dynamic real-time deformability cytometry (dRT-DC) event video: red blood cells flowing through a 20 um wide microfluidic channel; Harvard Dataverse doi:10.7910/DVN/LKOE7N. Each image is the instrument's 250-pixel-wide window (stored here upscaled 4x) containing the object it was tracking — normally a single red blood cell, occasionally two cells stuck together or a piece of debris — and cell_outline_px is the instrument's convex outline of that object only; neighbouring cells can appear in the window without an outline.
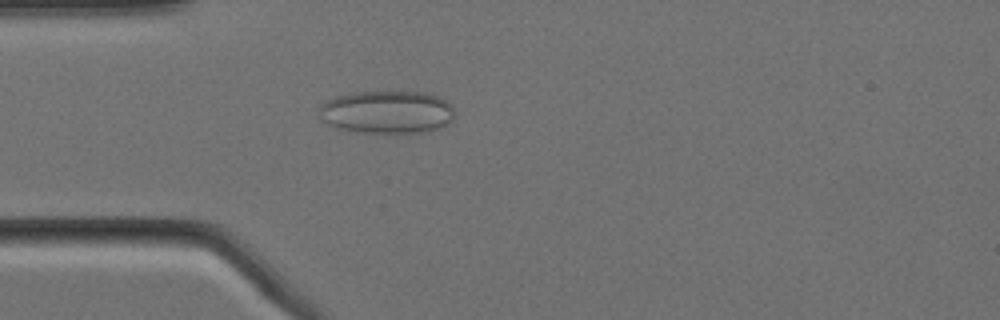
{"species": "Egyptian fruit bat (a non-hibernating species)", "species_latin": "Rousettus aegyptiacus", "temperature_condition": "cold", "stored_images_in_passage": 57, "camera_frame_rate_fps": 3000, "um_per_image_px": 0.085, "animal": {"sex": "female"}, "frame": {"image": 1, "passage_image": 15, "time_ms": 4.667, "image_size_px": [1000, 320], "cell_outline_px": [[452, 120], [448, 124], [440, 128], [428, 132], [356, 132], [336, 128], [320, 120], [320, 108], [328, 100], [336, 96], [356, 92], [428, 92], [452, 104]], "centroid_in_image_um": [32.9, 9.53], "position_along_channel_um": 52.1, "area_um2": 33.76}}
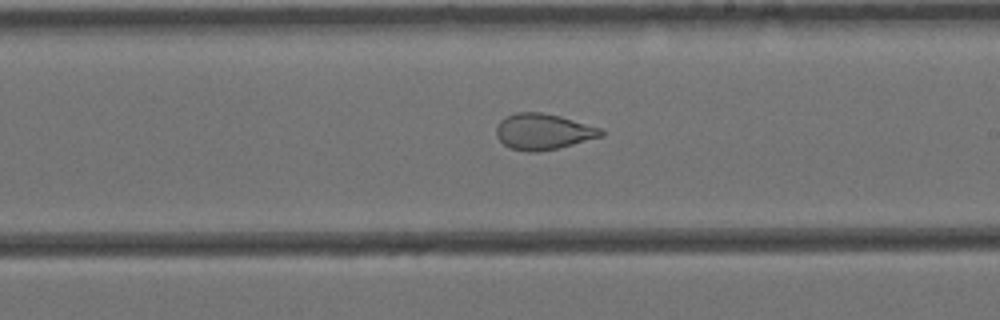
{"frame": {"image": 2, "passage_image": 32, "time_ms": 10.333, "image_size_px": [1000, 320], "cell_outline_px": [[604, 136], [556, 148], [536, 152], [528, 152], [512, 148], [504, 144], [496, 136], [496, 128], [500, 120], [516, 112], [540, 112], [560, 116], [600, 128], [604, 132]], "centroid_in_image_um": [46.16, 11.18], "position_along_channel_um": 242.8, "area_um2": 21.68}}
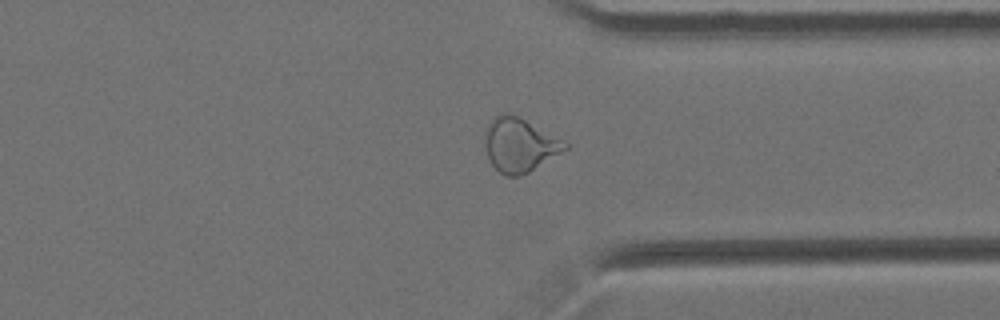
{"frame": {"image": 3, "passage_image": 43, "time_ms": 14.0, "image_size_px": [1000, 320], "cell_outline_px": [[572, 144], [568, 148], [528, 172], [520, 176], [508, 176], [500, 172], [492, 164], [488, 156], [484, 144], [484, 132], [488, 124], [500, 112], [508, 112], [520, 116]], "centroid_in_image_um": [44.17, 12.27], "position_along_channel_um": 367.2, "area_um2": 25.37}, "authors_computed_cell_mechanics": {"area_um2": 27.0504, "velocity_mm_per_s": 3.4399, "shape_relaxation_time_tau1_ms": null, "shape_relaxation_time_tau2_ms": 1.3056, "deformation_change_tau1": null, "deformation_change_tau2": 0.0791}}